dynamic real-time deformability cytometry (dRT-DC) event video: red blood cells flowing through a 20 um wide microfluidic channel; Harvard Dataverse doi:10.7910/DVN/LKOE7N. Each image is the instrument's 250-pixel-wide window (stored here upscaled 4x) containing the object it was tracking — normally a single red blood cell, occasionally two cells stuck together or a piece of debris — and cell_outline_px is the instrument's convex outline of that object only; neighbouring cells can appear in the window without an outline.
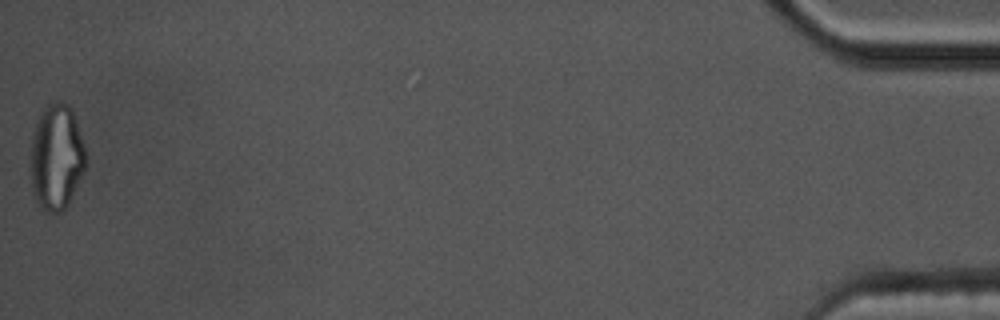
{"species": "common noctule bat (a hibernating species)", "species_latin": "Nyctalus noctula", "temperature_condition": "cold", "stored_images_in_passage": 36, "segment_of_instrument_passage": [2, 2], "camera_frame_rate_fps": 3000, "um_per_image_px": 0.085, "animal": {"sex": "male", "body_mass_g": 17.5, "forearm_length_mm": 52.3}, "frame": {"image": 1, "passage_image": 36, "time_ms": 11.667, "image_size_px": [1000, 320], "cell_outline_px": [[88, 160], [84, 172], [68, 204], [60, 212], [48, 212], [36, 200], [32, 192], [28, 168], [32, 136], [40, 112], [52, 100], [56, 100], [68, 104], [72, 108], [88, 156]], "centroid_in_image_um": [4.79, 13.33], "position_along_channel_um": 430.4, "area_um2": 34.85}}